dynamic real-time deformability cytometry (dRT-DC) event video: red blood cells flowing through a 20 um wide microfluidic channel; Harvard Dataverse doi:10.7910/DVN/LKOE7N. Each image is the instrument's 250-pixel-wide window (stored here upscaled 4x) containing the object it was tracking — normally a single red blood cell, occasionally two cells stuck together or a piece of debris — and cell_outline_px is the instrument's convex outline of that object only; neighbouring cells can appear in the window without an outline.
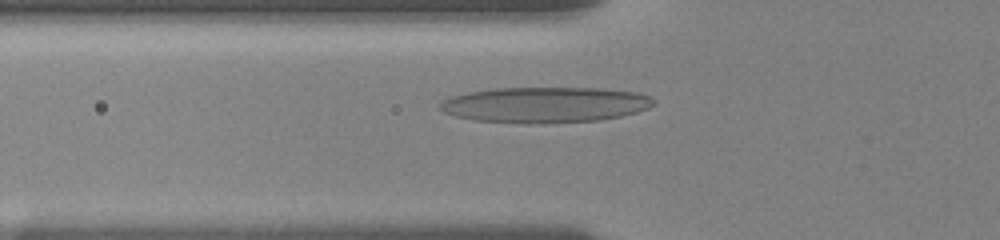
{"species": "human", "species_latin": "Homo sapiens", "temperature_condition": "room temperature", "stored_images_in_passage": 39, "camera_frame_rate_fps": 3000, "um_per_image_px": 0.085, "donor": {"sex": "female"}, "frame": {"image": 1, "passage_image": 18, "time_ms": 4.333, "image_size_px": [1000, 240], "cell_outline_px": [[656, 104], [648, 108], [636, 112], [620, 116], [600, 120], [532, 124], [524, 124], [472, 120], [456, 116], [444, 112], [440, 108], [440, 100], [448, 96], [468, 92], [496, 88], [596, 88], [636, 92], [648, 96], [656, 100]], "centroid_in_image_um": [46.29, 8.91], "position_along_channel_um": 79.5, "area_um2": 44.68}}
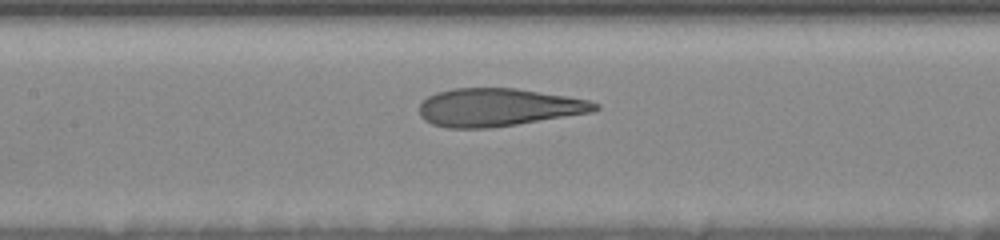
{"frame": {"image": 2, "passage_image": 28, "time_ms": 6.667, "image_size_px": [1000, 240], "cell_outline_px": [[600, 108], [592, 112], [516, 124], [488, 128], [448, 128], [432, 124], [424, 120], [420, 116], [420, 104], [428, 96], [436, 92], [452, 88], [516, 88], [592, 100], [600, 104]], "centroid_in_image_um": [42.36, 9.12], "position_along_channel_um": 165.0, "area_um2": 38.84}}
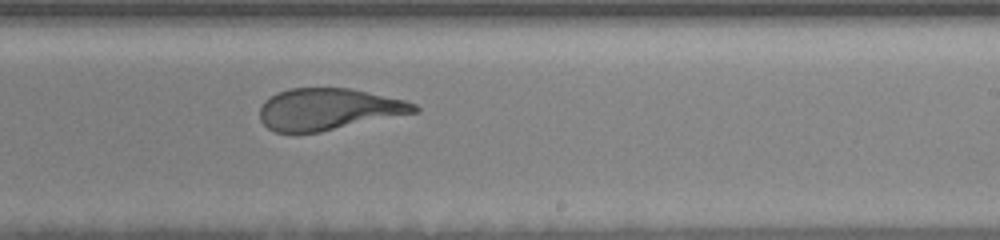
{"frame": {"image": 3, "passage_image": 39, "time_ms": 9.333, "image_size_px": [1000, 240], "cell_outline_px": [[420, 112], [320, 132], [276, 132], [268, 128], [260, 120], [260, 108], [264, 100], [276, 92], [288, 88], [348, 88], [368, 92], [404, 100], [416, 104], [420, 108]], "centroid_in_image_um": [27.92, 9.28], "position_along_channel_um": 261.1, "area_um2": 37.63}}